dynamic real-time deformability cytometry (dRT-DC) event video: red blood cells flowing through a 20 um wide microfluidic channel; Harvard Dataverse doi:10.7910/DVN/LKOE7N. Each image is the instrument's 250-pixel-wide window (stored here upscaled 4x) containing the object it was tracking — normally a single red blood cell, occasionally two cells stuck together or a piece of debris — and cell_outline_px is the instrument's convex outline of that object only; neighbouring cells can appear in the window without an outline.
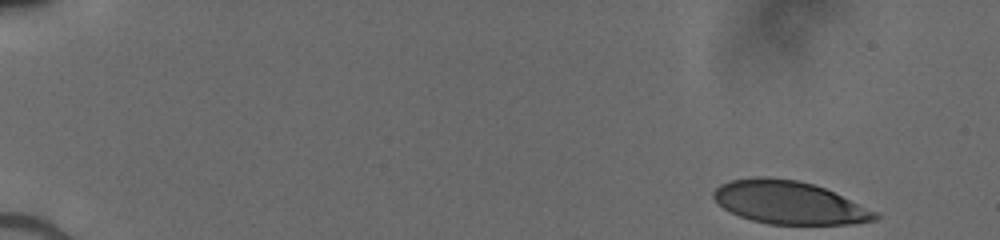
{"species": "human", "species_latin": "Homo sapiens", "temperature_condition": "cold", "stored_images_in_passage": 48, "camera_frame_rate_fps": 3000, "um_per_image_px": 0.085, "donor": {"sex": "male"}, "frame": {"image": 1, "passage_image": 1, "time_ms": 0.0, "image_size_px": [1000, 240], "cell_outline_px": [[880, 216], [876, 220], [848, 224], [768, 224], [752, 220], [740, 216], [724, 208], [712, 196], [712, 192], [720, 184], [732, 180], [752, 176], [768, 176], [796, 180], [812, 184], [824, 188], [876, 212]], "centroid_in_image_um": [67.03, 17.21], "position_along_channel_um": 18.0, "area_um2": 40.06}}
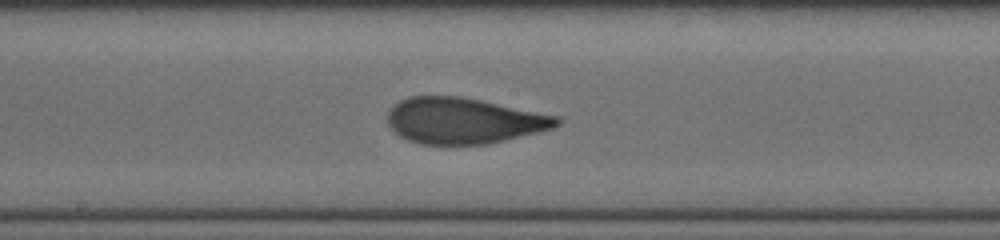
{"frame": {"image": 2, "passage_image": 26, "time_ms": 8.333, "image_size_px": [1000, 240], "cell_outline_px": [[560, 124], [556, 128], [540, 132], [488, 144], [420, 144], [408, 140], [400, 136], [388, 124], [388, 112], [400, 100], [408, 96], [460, 96], [560, 116]], "centroid_in_image_um": [39.46, 10.26], "position_along_channel_um": 208.7, "area_um2": 45.32}}
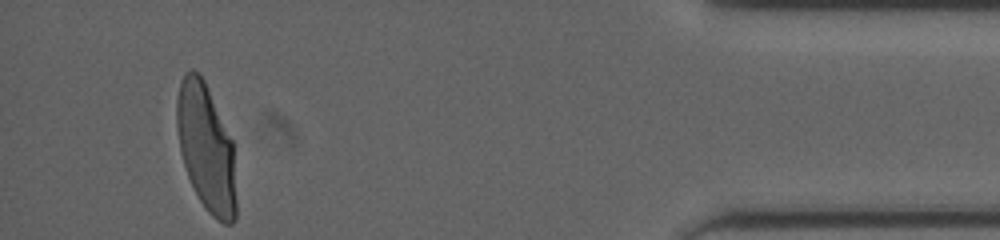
{"frame": {"image": 3, "passage_image": 45, "time_ms": 14.667, "image_size_px": [1000, 240], "cell_outline_px": [[236, 220], [232, 224], [224, 224], [212, 216], [208, 212], [200, 200], [188, 176], [180, 152], [176, 124], [176, 100], [180, 80], [184, 72], [192, 68], [204, 80], [232, 140], [236, 200]], "centroid_in_image_um": [17.51, 12.56], "position_along_channel_um": 417.7, "area_um2": 43.87}}